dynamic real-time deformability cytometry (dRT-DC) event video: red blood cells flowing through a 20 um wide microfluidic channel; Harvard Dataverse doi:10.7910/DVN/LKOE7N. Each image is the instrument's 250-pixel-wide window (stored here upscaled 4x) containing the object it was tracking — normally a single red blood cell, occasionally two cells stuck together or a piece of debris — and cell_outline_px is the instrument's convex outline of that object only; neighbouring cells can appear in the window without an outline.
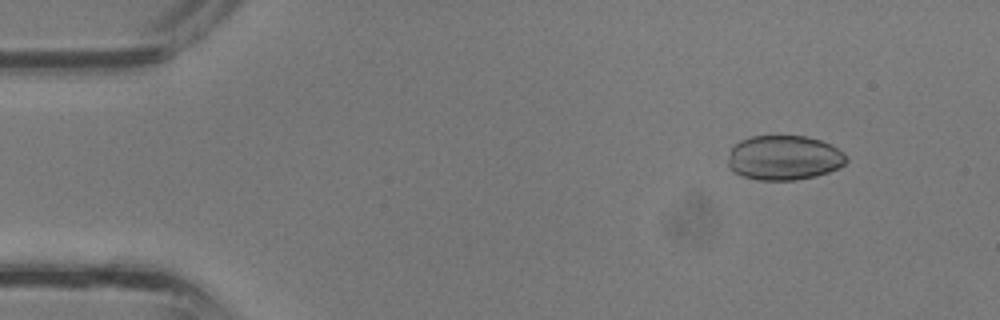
{"species": "common noctule bat (a hibernating species)", "species_latin": "Nyctalus noctula", "temperature_condition": "room temperature", "stored_images_in_passage": 37, "camera_frame_rate_fps": 3000, "um_per_image_px": 0.085, "animal": {"sex": "male", "body_mass_g": 13.3}, "frame": {"image": 1, "passage_image": 4, "time_ms": 1.0, "image_size_px": [1000, 320], "cell_outline_px": [[848, 160], [840, 168], [816, 176], [792, 180], [760, 180], [744, 176], [728, 168], [728, 160], [732, 148], [740, 140], [752, 136], [808, 136], [820, 140], [844, 152], [848, 156]], "centroid_in_image_um": [66.67, 13.41], "position_along_channel_um": 18.3, "area_um2": 30.75}}
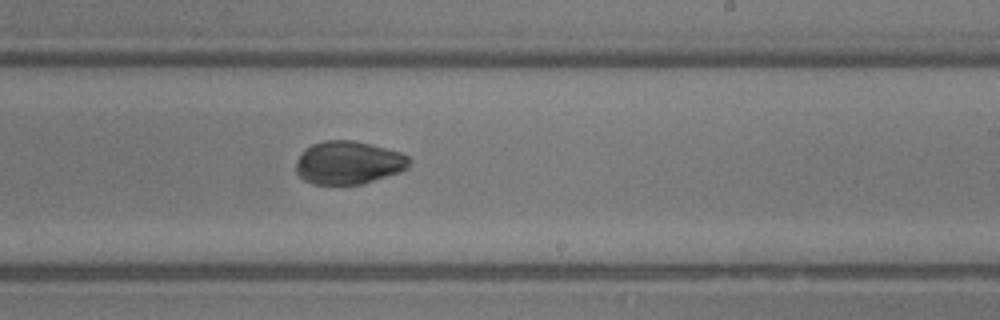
{"frame": {"image": 2, "passage_image": 22, "time_ms": 7.0, "image_size_px": [1000, 320], "cell_outline_px": [[412, 160], [408, 168], [400, 172], [364, 184], [312, 184], [304, 180], [296, 172], [296, 164], [304, 148], [312, 144], [324, 140], [352, 140], [400, 152], [408, 156]], "centroid_in_image_um": [29.63, 13.83], "position_along_channel_um": 259.4, "area_um2": 28.5}}
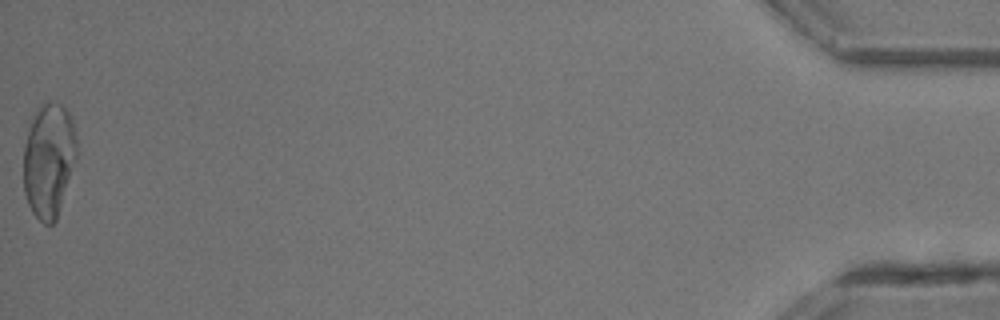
{"frame": {"image": 3, "passage_image": 37, "time_ms": 12.0, "image_size_px": [1000, 320], "cell_outline_px": [[76, 160], [56, 220], [52, 224], [44, 224], [32, 212], [28, 204], [24, 192], [24, 144], [32, 120], [36, 112], [44, 104], [60, 104], [72, 116], [76, 136]], "centroid_in_image_um": [4.16, 13.66], "position_along_channel_um": 431.0, "area_um2": 35.03}}